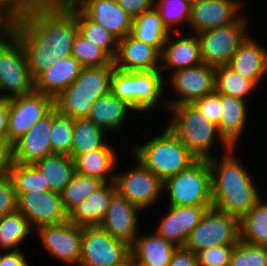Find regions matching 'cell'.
<instances>
[{
  "label": "cell",
  "instance_id": "obj_48",
  "mask_svg": "<svg viewBox=\"0 0 267 266\" xmlns=\"http://www.w3.org/2000/svg\"><path fill=\"white\" fill-rule=\"evenodd\" d=\"M67 8L62 0H20V16L34 11H60Z\"/></svg>",
  "mask_w": 267,
  "mask_h": 266
},
{
  "label": "cell",
  "instance_id": "obj_39",
  "mask_svg": "<svg viewBox=\"0 0 267 266\" xmlns=\"http://www.w3.org/2000/svg\"><path fill=\"white\" fill-rule=\"evenodd\" d=\"M155 8L159 13L163 25L173 34L180 32L177 29L180 25L181 28H184L183 25L186 26L189 23L191 5L185 0H160L155 3Z\"/></svg>",
  "mask_w": 267,
  "mask_h": 266
},
{
  "label": "cell",
  "instance_id": "obj_24",
  "mask_svg": "<svg viewBox=\"0 0 267 266\" xmlns=\"http://www.w3.org/2000/svg\"><path fill=\"white\" fill-rule=\"evenodd\" d=\"M248 102L220 93V119L217 126L219 134L231 147H239L250 117Z\"/></svg>",
  "mask_w": 267,
  "mask_h": 266
},
{
  "label": "cell",
  "instance_id": "obj_50",
  "mask_svg": "<svg viewBox=\"0 0 267 266\" xmlns=\"http://www.w3.org/2000/svg\"><path fill=\"white\" fill-rule=\"evenodd\" d=\"M117 2L133 19L155 7L153 0H117Z\"/></svg>",
  "mask_w": 267,
  "mask_h": 266
},
{
  "label": "cell",
  "instance_id": "obj_30",
  "mask_svg": "<svg viewBox=\"0 0 267 266\" xmlns=\"http://www.w3.org/2000/svg\"><path fill=\"white\" fill-rule=\"evenodd\" d=\"M44 175L50 191L61 193L75 174V164L72 157L53 154L34 164Z\"/></svg>",
  "mask_w": 267,
  "mask_h": 266
},
{
  "label": "cell",
  "instance_id": "obj_16",
  "mask_svg": "<svg viewBox=\"0 0 267 266\" xmlns=\"http://www.w3.org/2000/svg\"><path fill=\"white\" fill-rule=\"evenodd\" d=\"M43 248L51 258L66 265L78 266L81 257L82 227L66 221L57 225L43 226L35 230Z\"/></svg>",
  "mask_w": 267,
  "mask_h": 266
},
{
  "label": "cell",
  "instance_id": "obj_37",
  "mask_svg": "<svg viewBox=\"0 0 267 266\" xmlns=\"http://www.w3.org/2000/svg\"><path fill=\"white\" fill-rule=\"evenodd\" d=\"M104 183L99 178L75 173L60 193L64 211L68 214L79 202Z\"/></svg>",
  "mask_w": 267,
  "mask_h": 266
},
{
  "label": "cell",
  "instance_id": "obj_55",
  "mask_svg": "<svg viewBox=\"0 0 267 266\" xmlns=\"http://www.w3.org/2000/svg\"><path fill=\"white\" fill-rule=\"evenodd\" d=\"M16 16H20V0H1Z\"/></svg>",
  "mask_w": 267,
  "mask_h": 266
},
{
  "label": "cell",
  "instance_id": "obj_49",
  "mask_svg": "<svg viewBox=\"0 0 267 266\" xmlns=\"http://www.w3.org/2000/svg\"><path fill=\"white\" fill-rule=\"evenodd\" d=\"M16 16L0 0V41L10 38L14 33Z\"/></svg>",
  "mask_w": 267,
  "mask_h": 266
},
{
  "label": "cell",
  "instance_id": "obj_7",
  "mask_svg": "<svg viewBox=\"0 0 267 266\" xmlns=\"http://www.w3.org/2000/svg\"><path fill=\"white\" fill-rule=\"evenodd\" d=\"M167 191V192H165ZM166 205L212 206L211 170L208 159H196L163 182Z\"/></svg>",
  "mask_w": 267,
  "mask_h": 266
},
{
  "label": "cell",
  "instance_id": "obj_8",
  "mask_svg": "<svg viewBox=\"0 0 267 266\" xmlns=\"http://www.w3.org/2000/svg\"><path fill=\"white\" fill-rule=\"evenodd\" d=\"M241 15L229 25L198 33L202 63L209 66L228 65L241 42L250 33L249 18Z\"/></svg>",
  "mask_w": 267,
  "mask_h": 266
},
{
  "label": "cell",
  "instance_id": "obj_28",
  "mask_svg": "<svg viewBox=\"0 0 267 266\" xmlns=\"http://www.w3.org/2000/svg\"><path fill=\"white\" fill-rule=\"evenodd\" d=\"M176 246L154 231L140 234L130 246L135 266H168Z\"/></svg>",
  "mask_w": 267,
  "mask_h": 266
},
{
  "label": "cell",
  "instance_id": "obj_54",
  "mask_svg": "<svg viewBox=\"0 0 267 266\" xmlns=\"http://www.w3.org/2000/svg\"><path fill=\"white\" fill-rule=\"evenodd\" d=\"M0 140H8V99H0Z\"/></svg>",
  "mask_w": 267,
  "mask_h": 266
},
{
  "label": "cell",
  "instance_id": "obj_53",
  "mask_svg": "<svg viewBox=\"0 0 267 266\" xmlns=\"http://www.w3.org/2000/svg\"><path fill=\"white\" fill-rule=\"evenodd\" d=\"M24 249L18 251H0V266H30Z\"/></svg>",
  "mask_w": 267,
  "mask_h": 266
},
{
  "label": "cell",
  "instance_id": "obj_46",
  "mask_svg": "<svg viewBox=\"0 0 267 266\" xmlns=\"http://www.w3.org/2000/svg\"><path fill=\"white\" fill-rule=\"evenodd\" d=\"M17 211V194L9 175L0 177V217Z\"/></svg>",
  "mask_w": 267,
  "mask_h": 266
},
{
  "label": "cell",
  "instance_id": "obj_29",
  "mask_svg": "<svg viewBox=\"0 0 267 266\" xmlns=\"http://www.w3.org/2000/svg\"><path fill=\"white\" fill-rule=\"evenodd\" d=\"M107 143L103 148L77 155L73 160L75 173L96 177L104 182H114L116 167L119 165L115 147Z\"/></svg>",
  "mask_w": 267,
  "mask_h": 266
},
{
  "label": "cell",
  "instance_id": "obj_34",
  "mask_svg": "<svg viewBox=\"0 0 267 266\" xmlns=\"http://www.w3.org/2000/svg\"><path fill=\"white\" fill-rule=\"evenodd\" d=\"M108 136L89 119H74L71 157L74 159L79 154L103 148L110 140Z\"/></svg>",
  "mask_w": 267,
  "mask_h": 266
},
{
  "label": "cell",
  "instance_id": "obj_14",
  "mask_svg": "<svg viewBox=\"0 0 267 266\" xmlns=\"http://www.w3.org/2000/svg\"><path fill=\"white\" fill-rule=\"evenodd\" d=\"M54 108V99L33 91L8 99V141L13 145Z\"/></svg>",
  "mask_w": 267,
  "mask_h": 266
},
{
  "label": "cell",
  "instance_id": "obj_13",
  "mask_svg": "<svg viewBox=\"0 0 267 266\" xmlns=\"http://www.w3.org/2000/svg\"><path fill=\"white\" fill-rule=\"evenodd\" d=\"M169 74L170 76L166 77L167 81H165V83L170 81L169 85L171 89L175 91V95L174 97H171L173 99L167 96L169 100H165V103L162 102L161 105H164L163 108H167L166 112H168L172 106L192 104L194 101L215 91L214 66L201 63L197 66L178 70ZM175 96L178 97L175 98Z\"/></svg>",
  "mask_w": 267,
  "mask_h": 266
},
{
  "label": "cell",
  "instance_id": "obj_18",
  "mask_svg": "<svg viewBox=\"0 0 267 266\" xmlns=\"http://www.w3.org/2000/svg\"><path fill=\"white\" fill-rule=\"evenodd\" d=\"M140 213L142 215L143 212L139 208L116 193L98 226L111 237L131 246L141 231L139 228Z\"/></svg>",
  "mask_w": 267,
  "mask_h": 266
},
{
  "label": "cell",
  "instance_id": "obj_42",
  "mask_svg": "<svg viewBox=\"0 0 267 266\" xmlns=\"http://www.w3.org/2000/svg\"><path fill=\"white\" fill-rule=\"evenodd\" d=\"M229 266H267V247L239 240L231 252Z\"/></svg>",
  "mask_w": 267,
  "mask_h": 266
},
{
  "label": "cell",
  "instance_id": "obj_45",
  "mask_svg": "<svg viewBox=\"0 0 267 266\" xmlns=\"http://www.w3.org/2000/svg\"><path fill=\"white\" fill-rule=\"evenodd\" d=\"M212 206H179L180 232H182V246L185 245L192 229L198 225L208 209Z\"/></svg>",
  "mask_w": 267,
  "mask_h": 266
},
{
  "label": "cell",
  "instance_id": "obj_2",
  "mask_svg": "<svg viewBox=\"0 0 267 266\" xmlns=\"http://www.w3.org/2000/svg\"><path fill=\"white\" fill-rule=\"evenodd\" d=\"M236 149L232 147L226 153L208 159V164L211 170L212 208L240 220L255 206L262 193L256 187L258 184L253 180L254 176L236 157Z\"/></svg>",
  "mask_w": 267,
  "mask_h": 266
},
{
  "label": "cell",
  "instance_id": "obj_33",
  "mask_svg": "<svg viewBox=\"0 0 267 266\" xmlns=\"http://www.w3.org/2000/svg\"><path fill=\"white\" fill-rule=\"evenodd\" d=\"M169 33L154 7L133 19L130 35L162 52Z\"/></svg>",
  "mask_w": 267,
  "mask_h": 266
},
{
  "label": "cell",
  "instance_id": "obj_22",
  "mask_svg": "<svg viewBox=\"0 0 267 266\" xmlns=\"http://www.w3.org/2000/svg\"><path fill=\"white\" fill-rule=\"evenodd\" d=\"M228 66L259 88L264 77H267V48L249 33L239 45Z\"/></svg>",
  "mask_w": 267,
  "mask_h": 266
},
{
  "label": "cell",
  "instance_id": "obj_5",
  "mask_svg": "<svg viewBox=\"0 0 267 266\" xmlns=\"http://www.w3.org/2000/svg\"><path fill=\"white\" fill-rule=\"evenodd\" d=\"M114 65L84 67L79 76L54 99V108L73 119L87 118L95 101L110 92Z\"/></svg>",
  "mask_w": 267,
  "mask_h": 266
},
{
  "label": "cell",
  "instance_id": "obj_35",
  "mask_svg": "<svg viewBox=\"0 0 267 266\" xmlns=\"http://www.w3.org/2000/svg\"><path fill=\"white\" fill-rule=\"evenodd\" d=\"M67 9L76 17L79 33L114 59L118 39L102 25L92 21L77 5L69 6Z\"/></svg>",
  "mask_w": 267,
  "mask_h": 266
},
{
  "label": "cell",
  "instance_id": "obj_43",
  "mask_svg": "<svg viewBox=\"0 0 267 266\" xmlns=\"http://www.w3.org/2000/svg\"><path fill=\"white\" fill-rule=\"evenodd\" d=\"M167 213L159 220L154 232L172 243L176 247H182V232H180L179 206L168 205Z\"/></svg>",
  "mask_w": 267,
  "mask_h": 266
},
{
  "label": "cell",
  "instance_id": "obj_58",
  "mask_svg": "<svg viewBox=\"0 0 267 266\" xmlns=\"http://www.w3.org/2000/svg\"><path fill=\"white\" fill-rule=\"evenodd\" d=\"M185 1L192 6L196 4L199 0H185Z\"/></svg>",
  "mask_w": 267,
  "mask_h": 266
},
{
  "label": "cell",
  "instance_id": "obj_3",
  "mask_svg": "<svg viewBox=\"0 0 267 266\" xmlns=\"http://www.w3.org/2000/svg\"><path fill=\"white\" fill-rule=\"evenodd\" d=\"M168 112L170 117L166 125L197 159H210L216 156V153H213V145L217 140L223 148V153L232 148L219 134L217 125L193 104L172 106Z\"/></svg>",
  "mask_w": 267,
  "mask_h": 266
},
{
  "label": "cell",
  "instance_id": "obj_27",
  "mask_svg": "<svg viewBox=\"0 0 267 266\" xmlns=\"http://www.w3.org/2000/svg\"><path fill=\"white\" fill-rule=\"evenodd\" d=\"M136 112L127 102L109 92L95 101L87 119L106 133L108 132L109 135L117 133L118 130L120 134L121 128L127 126L124 123L128 120L130 113L136 114Z\"/></svg>",
  "mask_w": 267,
  "mask_h": 266
},
{
  "label": "cell",
  "instance_id": "obj_12",
  "mask_svg": "<svg viewBox=\"0 0 267 266\" xmlns=\"http://www.w3.org/2000/svg\"><path fill=\"white\" fill-rule=\"evenodd\" d=\"M239 240V220L210 208L192 229L184 247L197 253L213 245H235Z\"/></svg>",
  "mask_w": 267,
  "mask_h": 266
},
{
  "label": "cell",
  "instance_id": "obj_11",
  "mask_svg": "<svg viewBox=\"0 0 267 266\" xmlns=\"http://www.w3.org/2000/svg\"><path fill=\"white\" fill-rule=\"evenodd\" d=\"M131 258L130 246L99 226L82 227L78 266H121Z\"/></svg>",
  "mask_w": 267,
  "mask_h": 266
},
{
  "label": "cell",
  "instance_id": "obj_1",
  "mask_svg": "<svg viewBox=\"0 0 267 266\" xmlns=\"http://www.w3.org/2000/svg\"><path fill=\"white\" fill-rule=\"evenodd\" d=\"M78 32L76 17L64 9L34 11L16 17L13 35L21 42L30 74L35 79L56 60L72 54Z\"/></svg>",
  "mask_w": 267,
  "mask_h": 266
},
{
  "label": "cell",
  "instance_id": "obj_4",
  "mask_svg": "<svg viewBox=\"0 0 267 266\" xmlns=\"http://www.w3.org/2000/svg\"><path fill=\"white\" fill-rule=\"evenodd\" d=\"M162 132L152 136L141 145H134L129 151H132V154L130 153L131 159L133 156L164 182L187 168L197 158L169 126H166Z\"/></svg>",
  "mask_w": 267,
  "mask_h": 266
},
{
  "label": "cell",
  "instance_id": "obj_23",
  "mask_svg": "<svg viewBox=\"0 0 267 266\" xmlns=\"http://www.w3.org/2000/svg\"><path fill=\"white\" fill-rule=\"evenodd\" d=\"M77 6L118 40L130 34L133 18L118 5L117 0H82Z\"/></svg>",
  "mask_w": 267,
  "mask_h": 266
},
{
  "label": "cell",
  "instance_id": "obj_38",
  "mask_svg": "<svg viewBox=\"0 0 267 266\" xmlns=\"http://www.w3.org/2000/svg\"><path fill=\"white\" fill-rule=\"evenodd\" d=\"M9 176L16 193L50 191L44 175L34 165L13 162Z\"/></svg>",
  "mask_w": 267,
  "mask_h": 266
},
{
  "label": "cell",
  "instance_id": "obj_9",
  "mask_svg": "<svg viewBox=\"0 0 267 266\" xmlns=\"http://www.w3.org/2000/svg\"><path fill=\"white\" fill-rule=\"evenodd\" d=\"M33 91L34 79L21 42L14 35L0 41V99H10Z\"/></svg>",
  "mask_w": 267,
  "mask_h": 266
},
{
  "label": "cell",
  "instance_id": "obj_51",
  "mask_svg": "<svg viewBox=\"0 0 267 266\" xmlns=\"http://www.w3.org/2000/svg\"><path fill=\"white\" fill-rule=\"evenodd\" d=\"M168 266H198L197 254L182 247H176Z\"/></svg>",
  "mask_w": 267,
  "mask_h": 266
},
{
  "label": "cell",
  "instance_id": "obj_52",
  "mask_svg": "<svg viewBox=\"0 0 267 266\" xmlns=\"http://www.w3.org/2000/svg\"><path fill=\"white\" fill-rule=\"evenodd\" d=\"M13 162V145L8 140H0V177L9 175Z\"/></svg>",
  "mask_w": 267,
  "mask_h": 266
},
{
  "label": "cell",
  "instance_id": "obj_40",
  "mask_svg": "<svg viewBox=\"0 0 267 266\" xmlns=\"http://www.w3.org/2000/svg\"><path fill=\"white\" fill-rule=\"evenodd\" d=\"M74 119L53 108V126L50 141L53 154L71 157Z\"/></svg>",
  "mask_w": 267,
  "mask_h": 266
},
{
  "label": "cell",
  "instance_id": "obj_17",
  "mask_svg": "<svg viewBox=\"0 0 267 266\" xmlns=\"http://www.w3.org/2000/svg\"><path fill=\"white\" fill-rule=\"evenodd\" d=\"M243 3V0H199L191 6L189 31L197 35L231 24L242 15Z\"/></svg>",
  "mask_w": 267,
  "mask_h": 266
},
{
  "label": "cell",
  "instance_id": "obj_6",
  "mask_svg": "<svg viewBox=\"0 0 267 266\" xmlns=\"http://www.w3.org/2000/svg\"><path fill=\"white\" fill-rule=\"evenodd\" d=\"M166 86L160 70L121 71L115 68L111 76L110 92L127 102L137 114L143 113L148 116L146 113L151 111V115L160 105L159 102L164 101Z\"/></svg>",
  "mask_w": 267,
  "mask_h": 266
},
{
  "label": "cell",
  "instance_id": "obj_47",
  "mask_svg": "<svg viewBox=\"0 0 267 266\" xmlns=\"http://www.w3.org/2000/svg\"><path fill=\"white\" fill-rule=\"evenodd\" d=\"M192 104L214 124L217 126L219 125L220 93L214 91L213 93L194 101Z\"/></svg>",
  "mask_w": 267,
  "mask_h": 266
},
{
  "label": "cell",
  "instance_id": "obj_44",
  "mask_svg": "<svg viewBox=\"0 0 267 266\" xmlns=\"http://www.w3.org/2000/svg\"><path fill=\"white\" fill-rule=\"evenodd\" d=\"M235 245H213L197 252L198 266H229Z\"/></svg>",
  "mask_w": 267,
  "mask_h": 266
},
{
  "label": "cell",
  "instance_id": "obj_36",
  "mask_svg": "<svg viewBox=\"0 0 267 266\" xmlns=\"http://www.w3.org/2000/svg\"><path fill=\"white\" fill-rule=\"evenodd\" d=\"M215 92L249 101L257 87L228 65L215 67Z\"/></svg>",
  "mask_w": 267,
  "mask_h": 266
},
{
  "label": "cell",
  "instance_id": "obj_15",
  "mask_svg": "<svg viewBox=\"0 0 267 266\" xmlns=\"http://www.w3.org/2000/svg\"><path fill=\"white\" fill-rule=\"evenodd\" d=\"M17 194V210L36 229L64 223L68 214L64 211L61 195L53 191H30Z\"/></svg>",
  "mask_w": 267,
  "mask_h": 266
},
{
  "label": "cell",
  "instance_id": "obj_32",
  "mask_svg": "<svg viewBox=\"0 0 267 266\" xmlns=\"http://www.w3.org/2000/svg\"><path fill=\"white\" fill-rule=\"evenodd\" d=\"M35 231L27 218L18 210L9 213L0 220V251L22 250L21 245Z\"/></svg>",
  "mask_w": 267,
  "mask_h": 266
},
{
  "label": "cell",
  "instance_id": "obj_56",
  "mask_svg": "<svg viewBox=\"0 0 267 266\" xmlns=\"http://www.w3.org/2000/svg\"><path fill=\"white\" fill-rule=\"evenodd\" d=\"M68 7L78 5L82 0H62Z\"/></svg>",
  "mask_w": 267,
  "mask_h": 266
},
{
  "label": "cell",
  "instance_id": "obj_41",
  "mask_svg": "<svg viewBox=\"0 0 267 266\" xmlns=\"http://www.w3.org/2000/svg\"><path fill=\"white\" fill-rule=\"evenodd\" d=\"M71 55L83 68L113 65V59L103 49L88 41L79 32L74 40Z\"/></svg>",
  "mask_w": 267,
  "mask_h": 266
},
{
  "label": "cell",
  "instance_id": "obj_21",
  "mask_svg": "<svg viewBox=\"0 0 267 266\" xmlns=\"http://www.w3.org/2000/svg\"><path fill=\"white\" fill-rule=\"evenodd\" d=\"M178 33L175 32L176 37H172V32L169 33L161 52L160 71L165 80L169 71L174 73L202 63L197 36L188 33L180 37Z\"/></svg>",
  "mask_w": 267,
  "mask_h": 266
},
{
  "label": "cell",
  "instance_id": "obj_25",
  "mask_svg": "<svg viewBox=\"0 0 267 266\" xmlns=\"http://www.w3.org/2000/svg\"><path fill=\"white\" fill-rule=\"evenodd\" d=\"M116 193L114 182H105L68 213V221L81 227L98 226Z\"/></svg>",
  "mask_w": 267,
  "mask_h": 266
},
{
  "label": "cell",
  "instance_id": "obj_19",
  "mask_svg": "<svg viewBox=\"0 0 267 266\" xmlns=\"http://www.w3.org/2000/svg\"><path fill=\"white\" fill-rule=\"evenodd\" d=\"M52 126L53 109L13 144V161L34 165L45 157L53 155L50 141Z\"/></svg>",
  "mask_w": 267,
  "mask_h": 266
},
{
  "label": "cell",
  "instance_id": "obj_31",
  "mask_svg": "<svg viewBox=\"0 0 267 266\" xmlns=\"http://www.w3.org/2000/svg\"><path fill=\"white\" fill-rule=\"evenodd\" d=\"M260 198L255 206L239 220V239L267 247V200Z\"/></svg>",
  "mask_w": 267,
  "mask_h": 266
},
{
  "label": "cell",
  "instance_id": "obj_57",
  "mask_svg": "<svg viewBox=\"0 0 267 266\" xmlns=\"http://www.w3.org/2000/svg\"><path fill=\"white\" fill-rule=\"evenodd\" d=\"M121 266H135V263L132 261V259L130 258L126 263H124Z\"/></svg>",
  "mask_w": 267,
  "mask_h": 266
},
{
  "label": "cell",
  "instance_id": "obj_26",
  "mask_svg": "<svg viewBox=\"0 0 267 266\" xmlns=\"http://www.w3.org/2000/svg\"><path fill=\"white\" fill-rule=\"evenodd\" d=\"M82 68L72 55L56 60L34 79V91L55 99L74 82Z\"/></svg>",
  "mask_w": 267,
  "mask_h": 266
},
{
  "label": "cell",
  "instance_id": "obj_20",
  "mask_svg": "<svg viewBox=\"0 0 267 266\" xmlns=\"http://www.w3.org/2000/svg\"><path fill=\"white\" fill-rule=\"evenodd\" d=\"M113 65L121 71L160 70L161 52L129 34L118 40Z\"/></svg>",
  "mask_w": 267,
  "mask_h": 266
},
{
  "label": "cell",
  "instance_id": "obj_10",
  "mask_svg": "<svg viewBox=\"0 0 267 266\" xmlns=\"http://www.w3.org/2000/svg\"><path fill=\"white\" fill-rule=\"evenodd\" d=\"M136 165L125 171L116 167L114 184L117 193L129 200L134 206L144 212L154 208L163 195V181L137 159ZM118 171V172H117Z\"/></svg>",
  "mask_w": 267,
  "mask_h": 266
}]
</instances>
